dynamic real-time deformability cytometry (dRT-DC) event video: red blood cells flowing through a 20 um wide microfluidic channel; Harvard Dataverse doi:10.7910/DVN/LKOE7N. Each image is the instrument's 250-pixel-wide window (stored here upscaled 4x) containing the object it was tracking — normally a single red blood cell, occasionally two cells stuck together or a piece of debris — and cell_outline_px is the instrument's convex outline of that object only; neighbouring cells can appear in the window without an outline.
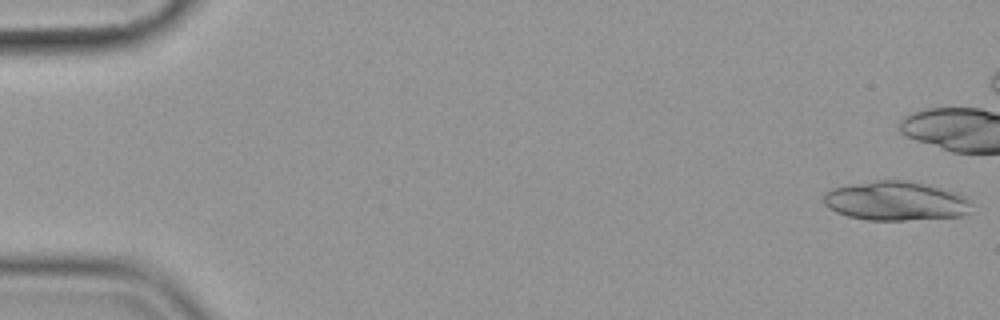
{"species": "common noctule bat (a hibernating species)", "species_latin": "Nyctalus noctula", "temperature_condition": "cold", "stored_images_in_passage": 27, "camera_frame_rate_fps": 3000, "um_per_image_px": 0.085, "animal": {"sex": "female", "body_mass_g": 19.9}, "frame": {"image": 1, "passage_image": 1, "time_ms": 0.0, "image_size_px": [1000, 320], "cell_outline_px": [[972, 204], [968, 212], [964, 216], [904, 220], [868, 220], [848, 216], [836, 212], [828, 208], [824, 204], [824, 192], [832, 188], [876, 180], [908, 180], [924, 184], [964, 196]], "centroid_in_image_um": [76.1, 17.09], "position_along_channel_um": 8.9, "area_um2": 33.47}}